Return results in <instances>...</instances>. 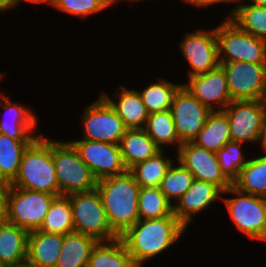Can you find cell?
<instances>
[{
    "instance_id": "obj_1",
    "label": "cell",
    "mask_w": 266,
    "mask_h": 267,
    "mask_svg": "<svg viewBox=\"0 0 266 267\" xmlns=\"http://www.w3.org/2000/svg\"><path fill=\"white\" fill-rule=\"evenodd\" d=\"M188 229L176 216L161 219H139L120 238L137 267H143L150 259L169 251L187 234Z\"/></svg>"
},
{
    "instance_id": "obj_2",
    "label": "cell",
    "mask_w": 266,
    "mask_h": 267,
    "mask_svg": "<svg viewBox=\"0 0 266 267\" xmlns=\"http://www.w3.org/2000/svg\"><path fill=\"white\" fill-rule=\"evenodd\" d=\"M140 186L133 174L126 172L98 180L99 192L111 229L120 237L139 219Z\"/></svg>"
},
{
    "instance_id": "obj_3",
    "label": "cell",
    "mask_w": 266,
    "mask_h": 267,
    "mask_svg": "<svg viewBox=\"0 0 266 267\" xmlns=\"http://www.w3.org/2000/svg\"><path fill=\"white\" fill-rule=\"evenodd\" d=\"M10 186L59 196L53 162V139L41 134L24 150L16 178Z\"/></svg>"
},
{
    "instance_id": "obj_4",
    "label": "cell",
    "mask_w": 266,
    "mask_h": 267,
    "mask_svg": "<svg viewBox=\"0 0 266 267\" xmlns=\"http://www.w3.org/2000/svg\"><path fill=\"white\" fill-rule=\"evenodd\" d=\"M221 201L236 230L255 241L266 243V205L263 197L241 192L233 185L223 191Z\"/></svg>"
},
{
    "instance_id": "obj_5",
    "label": "cell",
    "mask_w": 266,
    "mask_h": 267,
    "mask_svg": "<svg viewBox=\"0 0 266 267\" xmlns=\"http://www.w3.org/2000/svg\"><path fill=\"white\" fill-rule=\"evenodd\" d=\"M53 162L59 195L96 189L98 180L69 141L53 139Z\"/></svg>"
},
{
    "instance_id": "obj_6",
    "label": "cell",
    "mask_w": 266,
    "mask_h": 267,
    "mask_svg": "<svg viewBox=\"0 0 266 267\" xmlns=\"http://www.w3.org/2000/svg\"><path fill=\"white\" fill-rule=\"evenodd\" d=\"M72 207L74 232L96 239L112 241L119 236L111 229L97 189L67 195Z\"/></svg>"
},
{
    "instance_id": "obj_7",
    "label": "cell",
    "mask_w": 266,
    "mask_h": 267,
    "mask_svg": "<svg viewBox=\"0 0 266 267\" xmlns=\"http://www.w3.org/2000/svg\"><path fill=\"white\" fill-rule=\"evenodd\" d=\"M219 62L234 61L266 64V41L240 29L230 19L215 26Z\"/></svg>"
},
{
    "instance_id": "obj_8",
    "label": "cell",
    "mask_w": 266,
    "mask_h": 267,
    "mask_svg": "<svg viewBox=\"0 0 266 267\" xmlns=\"http://www.w3.org/2000/svg\"><path fill=\"white\" fill-rule=\"evenodd\" d=\"M56 195L10 186L7 222L31 232L43 224Z\"/></svg>"
},
{
    "instance_id": "obj_9",
    "label": "cell",
    "mask_w": 266,
    "mask_h": 267,
    "mask_svg": "<svg viewBox=\"0 0 266 267\" xmlns=\"http://www.w3.org/2000/svg\"><path fill=\"white\" fill-rule=\"evenodd\" d=\"M82 112V139L120 143L128 128L101 94L86 107L83 106Z\"/></svg>"
},
{
    "instance_id": "obj_10",
    "label": "cell",
    "mask_w": 266,
    "mask_h": 267,
    "mask_svg": "<svg viewBox=\"0 0 266 267\" xmlns=\"http://www.w3.org/2000/svg\"><path fill=\"white\" fill-rule=\"evenodd\" d=\"M224 111L228 116L231 141L260 144L266 119L265 100H232Z\"/></svg>"
},
{
    "instance_id": "obj_11",
    "label": "cell",
    "mask_w": 266,
    "mask_h": 267,
    "mask_svg": "<svg viewBox=\"0 0 266 267\" xmlns=\"http://www.w3.org/2000/svg\"><path fill=\"white\" fill-rule=\"evenodd\" d=\"M178 45L190 68L185 77L204 74L220 66L215 27L184 32Z\"/></svg>"
},
{
    "instance_id": "obj_12",
    "label": "cell",
    "mask_w": 266,
    "mask_h": 267,
    "mask_svg": "<svg viewBox=\"0 0 266 267\" xmlns=\"http://www.w3.org/2000/svg\"><path fill=\"white\" fill-rule=\"evenodd\" d=\"M232 100L266 99V64L234 61L220 63Z\"/></svg>"
},
{
    "instance_id": "obj_13",
    "label": "cell",
    "mask_w": 266,
    "mask_h": 267,
    "mask_svg": "<svg viewBox=\"0 0 266 267\" xmlns=\"http://www.w3.org/2000/svg\"><path fill=\"white\" fill-rule=\"evenodd\" d=\"M97 180L127 171L119 144L87 139L69 140Z\"/></svg>"
},
{
    "instance_id": "obj_14",
    "label": "cell",
    "mask_w": 266,
    "mask_h": 267,
    "mask_svg": "<svg viewBox=\"0 0 266 267\" xmlns=\"http://www.w3.org/2000/svg\"><path fill=\"white\" fill-rule=\"evenodd\" d=\"M170 111L181 143L192 142L196 138L211 112L183 86L175 93Z\"/></svg>"
},
{
    "instance_id": "obj_15",
    "label": "cell",
    "mask_w": 266,
    "mask_h": 267,
    "mask_svg": "<svg viewBox=\"0 0 266 267\" xmlns=\"http://www.w3.org/2000/svg\"><path fill=\"white\" fill-rule=\"evenodd\" d=\"M176 158L193 175L194 179L217 185L222 191L232 183L222 173L216 153L206 150L193 142L182 143Z\"/></svg>"
},
{
    "instance_id": "obj_16",
    "label": "cell",
    "mask_w": 266,
    "mask_h": 267,
    "mask_svg": "<svg viewBox=\"0 0 266 267\" xmlns=\"http://www.w3.org/2000/svg\"><path fill=\"white\" fill-rule=\"evenodd\" d=\"M182 86L211 111L224 110L232 101L227 76L219 66L204 74L188 77Z\"/></svg>"
},
{
    "instance_id": "obj_17",
    "label": "cell",
    "mask_w": 266,
    "mask_h": 267,
    "mask_svg": "<svg viewBox=\"0 0 266 267\" xmlns=\"http://www.w3.org/2000/svg\"><path fill=\"white\" fill-rule=\"evenodd\" d=\"M9 97L0 88V108L4 110L0 118V133L15 140L38 138L42 133L38 131L39 119L35 111L27 105L13 102Z\"/></svg>"
},
{
    "instance_id": "obj_18",
    "label": "cell",
    "mask_w": 266,
    "mask_h": 267,
    "mask_svg": "<svg viewBox=\"0 0 266 267\" xmlns=\"http://www.w3.org/2000/svg\"><path fill=\"white\" fill-rule=\"evenodd\" d=\"M222 193L217 185L194 179L189 190L173 206V214L188 228L193 224L195 215L202 214L222 199Z\"/></svg>"
},
{
    "instance_id": "obj_19",
    "label": "cell",
    "mask_w": 266,
    "mask_h": 267,
    "mask_svg": "<svg viewBox=\"0 0 266 267\" xmlns=\"http://www.w3.org/2000/svg\"><path fill=\"white\" fill-rule=\"evenodd\" d=\"M117 89L112 96L104 91L100 94L115 109L128 129L145 128L149 113L138 91L123 84H119Z\"/></svg>"
},
{
    "instance_id": "obj_20",
    "label": "cell",
    "mask_w": 266,
    "mask_h": 267,
    "mask_svg": "<svg viewBox=\"0 0 266 267\" xmlns=\"http://www.w3.org/2000/svg\"><path fill=\"white\" fill-rule=\"evenodd\" d=\"M63 235L33 230L28 234L26 264L30 267H56Z\"/></svg>"
},
{
    "instance_id": "obj_21",
    "label": "cell",
    "mask_w": 266,
    "mask_h": 267,
    "mask_svg": "<svg viewBox=\"0 0 266 267\" xmlns=\"http://www.w3.org/2000/svg\"><path fill=\"white\" fill-rule=\"evenodd\" d=\"M29 232L6 222L0 224V261L8 267L26 264Z\"/></svg>"
},
{
    "instance_id": "obj_22",
    "label": "cell",
    "mask_w": 266,
    "mask_h": 267,
    "mask_svg": "<svg viewBox=\"0 0 266 267\" xmlns=\"http://www.w3.org/2000/svg\"><path fill=\"white\" fill-rule=\"evenodd\" d=\"M119 147L127 170L161 151L144 128L127 129Z\"/></svg>"
},
{
    "instance_id": "obj_23",
    "label": "cell",
    "mask_w": 266,
    "mask_h": 267,
    "mask_svg": "<svg viewBox=\"0 0 266 267\" xmlns=\"http://www.w3.org/2000/svg\"><path fill=\"white\" fill-rule=\"evenodd\" d=\"M230 141L228 116L224 110H216L210 112L203 129L192 142L199 147L216 153Z\"/></svg>"
},
{
    "instance_id": "obj_24",
    "label": "cell",
    "mask_w": 266,
    "mask_h": 267,
    "mask_svg": "<svg viewBox=\"0 0 266 267\" xmlns=\"http://www.w3.org/2000/svg\"><path fill=\"white\" fill-rule=\"evenodd\" d=\"M97 243L96 239L75 232L63 235L56 267H88L92 250Z\"/></svg>"
},
{
    "instance_id": "obj_25",
    "label": "cell",
    "mask_w": 266,
    "mask_h": 267,
    "mask_svg": "<svg viewBox=\"0 0 266 267\" xmlns=\"http://www.w3.org/2000/svg\"><path fill=\"white\" fill-rule=\"evenodd\" d=\"M88 267H137L123 240L98 242L93 248Z\"/></svg>"
},
{
    "instance_id": "obj_26",
    "label": "cell",
    "mask_w": 266,
    "mask_h": 267,
    "mask_svg": "<svg viewBox=\"0 0 266 267\" xmlns=\"http://www.w3.org/2000/svg\"><path fill=\"white\" fill-rule=\"evenodd\" d=\"M166 150H161L154 157L138 162L129 171L133 174L136 183L141 187H160L163 177L169 167L176 160L167 156Z\"/></svg>"
},
{
    "instance_id": "obj_27",
    "label": "cell",
    "mask_w": 266,
    "mask_h": 267,
    "mask_svg": "<svg viewBox=\"0 0 266 267\" xmlns=\"http://www.w3.org/2000/svg\"><path fill=\"white\" fill-rule=\"evenodd\" d=\"M232 185L241 192L263 197L266 194V154L250 156Z\"/></svg>"
},
{
    "instance_id": "obj_28",
    "label": "cell",
    "mask_w": 266,
    "mask_h": 267,
    "mask_svg": "<svg viewBox=\"0 0 266 267\" xmlns=\"http://www.w3.org/2000/svg\"><path fill=\"white\" fill-rule=\"evenodd\" d=\"M182 83H175L167 78H158L137 90L149 114L170 110L175 93Z\"/></svg>"
},
{
    "instance_id": "obj_29",
    "label": "cell",
    "mask_w": 266,
    "mask_h": 267,
    "mask_svg": "<svg viewBox=\"0 0 266 267\" xmlns=\"http://www.w3.org/2000/svg\"><path fill=\"white\" fill-rule=\"evenodd\" d=\"M224 19H230L240 29L266 41V6L235 5Z\"/></svg>"
},
{
    "instance_id": "obj_30",
    "label": "cell",
    "mask_w": 266,
    "mask_h": 267,
    "mask_svg": "<svg viewBox=\"0 0 266 267\" xmlns=\"http://www.w3.org/2000/svg\"><path fill=\"white\" fill-rule=\"evenodd\" d=\"M144 129L161 150H167L174 145L177 152L182 144L177 136L170 110L149 114Z\"/></svg>"
},
{
    "instance_id": "obj_31",
    "label": "cell",
    "mask_w": 266,
    "mask_h": 267,
    "mask_svg": "<svg viewBox=\"0 0 266 267\" xmlns=\"http://www.w3.org/2000/svg\"><path fill=\"white\" fill-rule=\"evenodd\" d=\"M33 140H15L0 133V181L11 183L17 176L24 150Z\"/></svg>"
},
{
    "instance_id": "obj_32",
    "label": "cell",
    "mask_w": 266,
    "mask_h": 267,
    "mask_svg": "<svg viewBox=\"0 0 266 267\" xmlns=\"http://www.w3.org/2000/svg\"><path fill=\"white\" fill-rule=\"evenodd\" d=\"M39 230L61 235L74 232L72 207L68 196L55 197Z\"/></svg>"
},
{
    "instance_id": "obj_33",
    "label": "cell",
    "mask_w": 266,
    "mask_h": 267,
    "mask_svg": "<svg viewBox=\"0 0 266 267\" xmlns=\"http://www.w3.org/2000/svg\"><path fill=\"white\" fill-rule=\"evenodd\" d=\"M138 211L142 220L175 216L173 205L160 191L159 187L140 188Z\"/></svg>"
},
{
    "instance_id": "obj_34",
    "label": "cell",
    "mask_w": 266,
    "mask_h": 267,
    "mask_svg": "<svg viewBox=\"0 0 266 267\" xmlns=\"http://www.w3.org/2000/svg\"><path fill=\"white\" fill-rule=\"evenodd\" d=\"M176 164V165H175ZM194 181L192 173L177 159L169 167L160 183V191L174 206L176 202L189 190Z\"/></svg>"
},
{
    "instance_id": "obj_35",
    "label": "cell",
    "mask_w": 266,
    "mask_h": 267,
    "mask_svg": "<svg viewBox=\"0 0 266 267\" xmlns=\"http://www.w3.org/2000/svg\"><path fill=\"white\" fill-rule=\"evenodd\" d=\"M244 144L242 142L230 141L216 152L221 171L231 183L238 178L240 171L250 158V156L247 157L245 155L246 151L243 148L246 145L244 146Z\"/></svg>"
},
{
    "instance_id": "obj_36",
    "label": "cell",
    "mask_w": 266,
    "mask_h": 267,
    "mask_svg": "<svg viewBox=\"0 0 266 267\" xmlns=\"http://www.w3.org/2000/svg\"><path fill=\"white\" fill-rule=\"evenodd\" d=\"M52 8L71 17L87 20L90 16L105 11L109 6L104 0H54Z\"/></svg>"
},
{
    "instance_id": "obj_37",
    "label": "cell",
    "mask_w": 266,
    "mask_h": 267,
    "mask_svg": "<svg viewBox=\"0 0 266 267\" xmlns=\"http://www.w3.org/2000/svg\"><path fill=\"white\" fill-rule=\"evenodd\" d=\"M10 184L0 181V224L7 222V205Z\"/></svg>"
},
{
    "instance_id": "obj_38",
    "label": "cell",
    "mask_w": 266,
    "mask_h": 267,
    "mask_svg": "<svg viewBox=\"0 0 266 267\" xmlns=\"http://www.w3.org/2000/svg\"><path fill=\"white\" fill-rule=\"evenodd\" d=\"M183 3H189L193 7L197 6L198 9L200 8H208V6L211 8L212 6H217L218 4L226 5L232 3V5L236 2V0H181ZM185 1V2H184ZM206 7V8H205Z\"/></svg>"
},
{
    "instance_id": "obj_39",
    "label": "cell",
    "mask_w": 266,
    "mask_h": 267,
    "mask_svg": "<svg viewBox=\"0 0 266 267\" xmlns=\"http://www.w3.org/2000/svg\"><path fill=\"white\" fill-rule=\"evenodd\" d=\"M22 2L23 3L25 2V4L30 3L33 5L34 4H46L47 6H50L52 8L54 0H9L10 6L13 10L17 9L21 5Z\"/></svg>"
},
{
    "instance_id": "obj_40",
    "label": "cell",
    "mask_w": 266,
    "mask_h": 267,
    "mask_svg": "<svg viewBox=\"0 0 266 267\" xmlns=\"http://www.w3.org/2000/svg\"><path fill=\"white\" fill-rule=\"evenodd\" d=\"M234 5H257V6H266V0H236V2H235Z\"/></svg>"
},
{
    "instance_id": "obj_41",
    "label": "cell",
    "mask_w": 266,
    "mask_h": 267,
    "mask_svg": "<svg viewBox=\"0 0 266 267\" xmlns=\"http://www.w3.org/2000/svg\"><path fill=\"white\" fill-rule=\"evenodd\" d=\"M260 147H261V151L262 153L266 154V119H265V126L262 132V136H261V140H260Z\"/></svg>"
},
{
    "instance_id": "obj_42",
    "label": "cell",
    "mask_w": 266,
    "mask_h": 267,
    "mask_svg": "<svg viewBox=\"0 0 266 267\" xmlns=\"http://www.w3.org/2000/svg\"><path fill=\"white\" fill-rule=\"evenodd\" d=\"M12 10L9 0H0V13L10 12Z\"/></svg>"
},
{
    "instance_id": "obj_43",
    "label": "cell",
    "mask_w": 266,
    "mask_h": 267,
    "mask_svg": "<svg viewBox=\"0 0 266 267\" xmlns=\"http://www.w3.org/2000/svg\"><path fill=\"white\" fill-rule=\"evenodd\" d=\"M106 3H107V5L110 7V6H113V5H115V6H117L116 4H120V3H123L124 1H125V3L127 2V0H104Z\"/></svg>"
},
{
    "instance_id": "obj_44",
    "label": "cell",
    "mask_w": 266,
    "mask_h": 267,
    "mask_svg": "<svg viewBox=\"0 0 266 267\" xmlns=\"http://www.w3.org/2000/svg\"><path fill=\"white\" fill-rule=\"evenodd\" d=\"M143 1H146V0H127V3L128 4H131V5H133L134 3H142ZM150 1H152V0H150ZM147 2H148V0H147Z\"/></svg>"
},
{
    "instance_id": "obj_45",
    "label": "cell",
    "mask_w": 266,
    "mask_h": 267,
    "mask_svg": "<svg viewBox=\"0 0 266 267\" xmlns=\"http://www.w3.org/2000/svg\"><path fill=\"white\" fill-rule=\"evenodd\" d=\"M6 73L0 72V81L4 80Z\"/></svg>"
},
{
    "instance_id": "obj_46",
    "label": "cell",
    "mask_w": 266,
    "mask_h": 267,
    "mask_svg": "<svg viewBox=\"0 0 266 267\" xmlns=\"http://www.w3.org/2000/svg\"><path fill=\"white\" fill-rule=\"evenodd\" d=\"M0 267H8V266L0 261Z\"/></svg>"
},
{
    "instance_id": "obj_47",
    "label": "cell",
    "mask_w": 266,
    "mask_h": 267,
    "mask_svg": "<svg viewBox=\"0 0 266 267\" xmlns=\"http://www.w3.org/2000/svg\"><path fill=\"white\" fill-rule=\"evenodd\" d=\"M263 199H264V202H265V205H266V194L263 196Z\"/></svg>"
},
{
    "instance_id": "obj_48",
    "label": "cell",
    "mask_w": 266,
    "mask_h": 267,
    "mask_svg": "<svg viewBox=\"0 0 266 267\" xmlns=\"http://www.w3.org/2000/svg\"><path fill=\"white\" fill-rule=\"evenodd\" d=\"M18 267H30V266H28L27 264H25V265L18 266Z\"/></svg>"
}]
</instances>
